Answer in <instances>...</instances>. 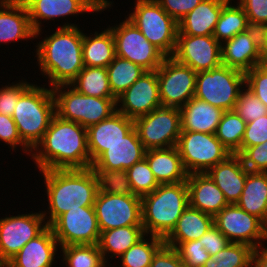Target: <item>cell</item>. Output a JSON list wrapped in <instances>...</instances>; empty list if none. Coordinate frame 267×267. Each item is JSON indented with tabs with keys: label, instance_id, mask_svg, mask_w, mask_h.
<instances>
[{
	"label": "cell",
	"instance_id": "cell-20",
	"mask_svg": "<svg viewBox=\"0 0 267 267\" xmlns=\"http://www.w3.org/2000/svg\"><path fill=\"white\" fill-rule=\"evenodd\" d=\"M134 128V120L116 111L109 118L87 128V146L92 164Z\"/></svg>",
	"mask_w": 267,
	"mask_h": 267
},
{
	"label": "cell",
	"instance_id": "cell-6",
	"mask_svg": "<svg viewBox=\"0 0 267 267\" xmlns=\"http://www.w3.org/2000/svg\"><path fill=\"white\" fill-rule=\"evenodd\" d=\"M55 112L60 118L77 122L86 129L116 112L117 98H98L78 92L70 84L52 87Z\"/></svg>",
	"mask_w": 267,
	"mask_h": 267
},
{
	"label": "cell",
	"instance_id": "cell-31",
	"mask_svg": "<svg viewBox=\"0 0 267 267\" xmlns=\"http://www.w3.org/2000/svg\"><path fill=\"white\" fill-rule=\"evenodd\" d=\"M145 235L143 226H127L101 231L98 246L103 260L109 267L112 266L110 262L114 258H119Z\"/></svg>",
	"mask_w": 267,
	"mask_h": 267
},
{
	"label": "cell",
	"instance_id": "cell-17",
	"mask_svg": "<svg viewBox=\"0 0 267 267\" xmlns=\"http://www.w3.org/2000/svg\"><path fill=\"white\" fill-rule=\"evenodd\" d=\"M94 208L101 231L127 226H142L141 197L99 192Z\"/></svg>",
	"mask_w": 267,
	"mask_h": 267
},
{
	"label": "cell",
	"instance_id": "cell-4",
	"mask_svg": "<svg viewBox=\"0 0 267 267\" xmlns=\"http://www.w3.org/2000/svg\"><path fill=\"white\" fill-rule=\"evenodd\" d=\"M189 205L187 182L160 184L141 197L142 226L146 234L165 239Z\"/></svg>",
	"mask_w": 267,
	"mask_h": 267
},
{
	"label": "cell",
	"instance_id": "cell-40",
	"mask_svg": "<svg viewBox=\"0 0 267 267\" xmlns=\"http://www.w3.org/2000/svg\"><path fill=\"white\" fill-rule=\"evenodd\" d=\"M254 248L243 243H230L212 255L203 267H251Z\"/></svg>",
	"mask_w": 267,
	"mask_h": 267
},
{
	"label": "cell",
	"instance_id": "cell-38",
	"mask_svg": "<svg viewBox=\"0 0 267 267\" xmlns=\"http://www.w3.org/2000/svg\"><path fill=\"white\" fill-rule=\"evenodd\" d=\"M59 253L63 267H109L103 260L98 244L62 246Z\"/></svg>",
	"mask_w": 267,
	"mask_h": 267
},
{
	"label": "cell",
	"instance_id": "cell-1",
	"mask_svg": "<svg viewBox=\"0 0 267 267\" xmlns=\"http://www.w3.org/2000/svg\"><path fill=\"white\" fill-rule=\"evenodd\" d=\"M62 22L58 28L52 30V34H43V30L35 33V40L43 37L35 43L33 56L37 59V66L41 72L39 75L46 78L48 87L61 84H70L84 68L82 57L83 31L80 25ZM39 37V38H38Z\"/></svg>",
	"mask_w": 267,
	"mask_h": 267
},
{
	"label": "cell",
	"instance_id": "cell-47",
	"mask_svg": "<svg viewBox=\"0 0 267 267\" xmlns=\"http://www.w3.org/2000/svg\"><path fill=\"white\" fill-rule=\"evenodd\" d=\"M238 155L251 172H267V140L256 146L241 148Z\"/></svg>",
	"mask_w": 267,
	"mask_h": 267
},
{
	"label": "cell",
	"instance_id": "cell-41",
	"mask_svg": "<svg viewBox=\"0 0 267 267\" xmlns=\"http://www.w3.org/2000/svg\"><path fill=\"white\" fill-rule=\"evenodd\" d=\"M99 192L115 195H134L126 170L93 169Z\"/></svg>",
	"mask_w": 267,
	"mask_h": 267
},
{
	"label": "cell",
	"instance_id": "cell-9",
	"mask_svg": "<svg viewBox=\"0 0 267 267\" xmlns=\"http://www.w3.org/2000/svg\"><path fill=\"white\" fill-rule=\"evenodd\" d=\"M176 148L188 174L206 173L232 155L216 134L202 132L181 131Z\"/></svg>",
	"mask_w": 267,
	"mask_h": 267
},
{
	"label": "cell",
	"instance_id": "cell-19",
	"mask_svg": "<svg viewBox=\"0 0 267 267\" xmlns=\"http://www.w3.org/2000/svg\"><path fill=\"white\" fill-rule=\"evenodd\" d=\"M161 107L157 71H146L116 99V111L135 120Z\"/></svg>",
	"mask_w": 267,
	"mask_h": 267
},
{
	"label": "cell",
	"instance_id": "cell-15",
	"mask_svg": "<svg viewBox=\"0 0 267 267\" xmlns=\"http://www.w3.org/2000/svg\"><path fill=\"white\" fill-rule=\"evenodd\" d=\"M23 213L0 218V258L6 262L48 227L42 210Z\"/></svg>",
	"mask_w": 267,
	"mask_h": 267
},
{
	"label": "cell",
	"instance_id": "cell-56",
	"mask_svg": "<svg viewBox=\"0 0 267 267\" xmlns=\"http://www.w3.org/2000/svg\"><path fill=\"white\" fill-rule=\"evenodd\" d=\"M262 64L267 66V48L262 53Z\"/></svg>",
	"mask_w": 267,
	"mask_h": 267
},
{
	"label": "cell",
	"instance_id": "cell-46",
	"mask_svg": "<svg viewBox=\"0 0 267 267\" xmlns=\"http://www.w3.org/2000/svg\"><path fill=\"white\" fill-rule=\"evenodd\" d=\"M4 142L14 152L18 148L27 156L32 150L21 140L17 126L11 116L0 114V143Z\"/></svg>",
	"mask_w": 267,
	"mask_h": 267
},
{
	"label": "cell",
	"instance_id": "cell-36",
	"mask_svg": "<svg viewBox=\"0 0 267 267\" xmlns=\"http://www.w3.org/2000/svg\"><path fill=\"white\" fill-rule=\"evenodd\" d=\"M146 72L141 66L115 56L107 66V74L112 94L117 98Z\"/></svg>",
	"mask_w": 267,
	"mask_h": 267
},
{
	"label": "cell",
	"instance_id": "cell-18",
	"mask_svg": "<svg viewBox=\"0 0 267 267\" xmlns=\"http://www.w3.org/2000/svg\"><path fill=\"white\" fill-rule=\"evenodd\" d=\"M172 57L196 73L215 69L222 65L221 43L212 35H177Z\"/></svg>",
	"mask_w": 267,
	"mask_h": 267
},
{
	"label": "cell",
	"instance_id": "cell-32",
	"mask_svg": "<svg viewBox=\"0 0 267 267\" xmlns=\"http://www.w3.org/2000/svg\"><path fill=\"white\" fill-rule=\"evenodd\" d=\"M104 29V30H103ZM115 43L111 29L102 28L101 32H83L82 57L84 66L104 67L114 60Z\"/></svg>",
	"mask_w": 267,
	"mask_h": 267
},
{
	"label": "cell",
	"instance_id": "cell-14",
	"mask_svg": "<svg viewBox=\"0 0 267 267\" xmlns=\"http://www.w3.org/2000/svg\"><path fill=\"white\" fill-rule=\"evenodd\" d=\"M156 71L161 106L180 109L194 97L197 73L191 67L166 57Z\"/></svg>",
	"mask_w": 267,
	"mask_h": 267
},
{
	"label": "cell",
	"instance_id": "cell-43",
	"mask_svg": "<svg viewBox=\"0 0 267 267\" xmlns=\"http://www.w3.org/2000/svg\"><path fill=\"white\" fill-rule=\"evenodd\" d=\"M234 111L246 123L267 114V107L246 87L240 92Z\"/></svg>",
	"mask_w": 267,
	"mask_h": 267
},
{
	"label": "cell",
	"instance_id": "cell-49",
	"mask_svg": "<svg viewBox=\"0 0 267 267\" xmlns=\"http://www.w3.org/2000/svg\"><path fill=\"white\" fill-rule=\"evenodd\" d=\"M267 140V114L246 124L241 148H248Z\"/></svg>",
	"mask_w": 267,
	"mask_h": 267
},
{
	"label": "cell",
	"instance_id": "cell-57",
	"mask_svg": "<svg viewBox=\"0 0 267 267\" xmlns=\"http://www.w3.org/2000/svg\"><path fill=\"white\" fill-rule=\"evenodd\" d=\"M0 267H7V262L2 258H0Z\"/></svg>",
	"mask_w": 267,
	"mask_h": 267
},
{
	"label": "cell",
	"instance_id": "cell-39",
	"mask_svg": "<svg viewBox=\"0 0 267 267\" xmlns=\"http://www.w3.org/2000/svg\"><path fill=\"white\" fill-rule=\"evenodd\" d=\"M246 124L234 110L223 113L215 134L231 154L240 152Z\"/></svg>",
	"mask_w": 267,
	"mask_h": 267
},
{
	"label": "cell",
	"instance_id": "cell-53",
	"mask_svg": "<svg viewBox=\"0 0 267 267\" xmlns=\"http://www.w3.org/2000/svg\"><path fill=\"white\" fill-rule=\"evenodd\" d=\"M248 20L267 24V0H236Z\"/></svg>",
	"mask_w": 267,
	"mask_h": 267
},
{
	"label": "cell",
	"instance_id": "cell-2",
	"mask_svg": "<svg viewBox=\"0 0 267 267\" xmlns=\"http://www.w3.org/2000/svg\"><path fill=\"white\" fill-rule=\"evenodd\" d=\"M30 158L36 166L35 170L37 168L39 171L90 168L87 129L55 114Z\"/></svg>",
	"mask_w": 267,
	"mask_h": 267
},
{
	"label": "cell",
	"instance_id": "cell-33",
	"mask_svg": "<svg viewBox=\"0 0 267 267\" xmlns=\"http://www.w3.org/2000/svg\"><path fill=\"white\" fill-rule=\"evenodd\" d=\"M236 204L267 226V172L247 173L244 189Z\"/></svg>",
	"mask_w": 267,
	"mask_h": 267
},
{
	"label": "cell",
	"instance_id": "cell-21",
	"mask_svg": "<svg viewBox=\"0 0 267 267\" xmlns=\"http://www.w3.org/2000/svg\"><path fill=\"white\" fill-rule=\"evenodd\" d=\"M32 39V40H31ZM35 39L26 5L22 0H0V46Z\"/></svg>",
	"mask_w": 267,
	"mask_h": 267
},
{
	"label": "cell",
	"instance_id": "cell-8",
	"mask_svg": "<svg viewBox=\"0 0 267 267\" xmlns=\"http://www.w3.org/2000/svg\"><path fill=\"white\" fill-rule=\"evenodd\" d=\"M244 88L245 73L221 65L197 73L194 97L224 111H232Z\"/></svg>",
	"mask_w": 267,
	"mask_h": 267
},
{
	"label": "cell",
	"instance_id": "cell-48",
	"mask_svg": "<svg viewBox=\"0 0 267 267\" xmlns=\"http://www.w3.org/2000/svg\"><path fill=\"white\" fill-rule=\"evenodd\" d=\"M245 87L267 107V66L260 64L246 72Z\"/></svg>",
	"mask_w": 267,
	"mask_h": 267
},
{
	"label": "cell",
	"instance_id": "cell-5",
	"mask_svg": "<svg viewBox=\"0 0 267 267\" xmlns=\"http://www.w3.org/2000/svg\"><path fill=\"white\" fill-rule=\"evenodd\" d=\"M38 84L33 82L19 96L12 115L21 140L31 150L43 139L56 114L52 88Z\"/></svg>",
	"mask_w": 267,
	"mask_h": 267
},
{
	"label": "cell",
	"instance_id": "cell-11",
	"mask_svg": "<svg viewBox=\"0 0 267 267\" xmlns=\"http://www.w3.org/2000/svg\"><path fill=\"white\" fill-rule=\"evenodd\" d=\"M134 127L146 150L174 147L181 134L180 109L161 106L136 118Z\"/></svg>",
	"mask_w": 267,
	"mask_h": 267
},
{
	"label": "cell",
	"instance_id": "cell-28",
	"mask_svg": "<svg viewBox=\"0 0 267 267\" xmlns=\"http://www.w3.org/2000/svg\"><path fill=\"white\" fill-rule=\"evenodd\" d=\"M225 111L193 97L180 108L181 131L215 134Z\"/></svg>",
	"mask_w": 267,
	"mask_h": 267
},
{
	"label": "cell",
	"instance_id": "cell-50",
	"mask_svg": "<svg viewBox=\"0 0 267 267\" xmlns=\"http://www.w3.org/2000/svg\"><path fill=\"white\" fill-rule=\"evenodd\" d=\"M177 22L191 12L202 0H156Z\"/></svg>",
	"mask_w": 267,
	"mask_h": 267
},
{
	"label": "cell",
	"instance_id": "cell-42",
	"mask_svg": "<svg viewBox=\"0 0 267 267\" xmlns=\"http://www.w3.org/2000/svg\"><path fill=\"white\" fill-rule=\"evenodd\" d=\"M126 172L134 195L143 197L159 186L145 158L135 163Z\"/></svg>",
	"mask_w": 267,
	"mask_h": 267
},
{
	"label": "cell",
	"instance_id": "cell-45",
	"mask_svg": "<svg viewBox=\"0 0 267 267\" xmlns=\"http://www.w3.org/2000/svg\"><path fill=\"white\" fill-rule=\"evenodd\" d=\"M175 249L186 267H203L211 257L199 240L182 242Z\"/></svg>",
	"mask_w": 267,
	"mask_h": 267
},
{
	"label": "cell",
	"instance_id": "cell-54",
	"mask_svg": "<svg viewBox=\"0 0 267 267\" xmlns=\"http://www.w3.org/2000/svg\"><path fill=\"white\" fill-rule=\"evenodd\" d=\"M246 31L249 34L252 43L263 53L267 48V24L248 20Z\"/></svg>",
	"mask_w": 267,
	"mask_h": 267
},
{
	"label": "cell",
	"instance_id": "cell-44",
	"mask_svg": "<svg viewBox=\"0 0 267 267\" xmlns=\"http://www.w3.org/2000/svg\"><path fill=\"white\" fill-rule=\"evenodd\" d=\"M22 77L21 80L12 82L11 84L1 85L0 87V114L13 115L14 109L17 105L19 96L32 84Z\"/></svg>",
	"mask_w": 267,
	"mask_h": 267
},
{
	"label": "cell",
	"instance_id": "cell-30",
	"mask_svg": "<svg viewBox=\"0 0 267 267\" xmlns=\"http://www.w3.org/2000/svg\"><path fill=\"white\" fill-rule=\"evenodd\" d=\"M213 224V216L188 205L174 229L164 239V244L176 248L182 242L198 240Z\"/></svg>",
	"mask_w": 267,
	"mask_h": 267
},
{
	"label": "cell",
	"instance_id": "cell-10",
	"mask_svg": "<svg viewBox=\"0 0 267 267\" xmlns=\"http://www.w3.org/2000/svg\"><path fill=\"white\" fill-rule=\"evenodd\" d=\"M107 26L113 33L116 56L127 59L146 71H155L161 66L166 56L126 17L118 24Z\"/></svg>",
	"mask_w": 267,
	"mask_h": 267
},
{
	"label": "cell",
	"instance_id": "cell-55",
	"mask_svg": "<svg viewBox=\"0 0 267 267\" xmlns=\"http://www.w3.org/2000/svg\"><path fill=\"white\" fill-rule=\"evenodd\" d=\"M251 267H267V245L254 250Z\"/></svg>",
	"mask_w": 267,
	"mask_h": 267
},
{
	"label": "cell",
	"instance_id": "cell-16",
	"mask_svg": "<svg viewBox=\"0 0 267 267\" xmlns=\"http://www.w3.org/2000/svg\"><path fill=\"white\" fill-rule=\"evenodd\" d=\"M60 247L79 244H98L100 228L94 206L70 209L51 225Z\"/></svg>",
	"mask_w": 267,
	"mask_h": 267
},
{
	"label": "cell",
	"instance_id": "cell-26",
	"mask_svg": "<svg viewBox=\"0 0 267 267\" xmlns=\"http://www.w3.org/2000/svg\"><path fill=\"white\" fill-rule=\"evenodd\" d=\"M230 0H202L178 21V35H213L222 8Z\"/></svg>",
	"mask_w": 267,
	"mask_h": 267
},
{
	"label": "cell",
	"instance_id": "cell-7",
	"mask_svg": "<svg viewBox=\"0 0 267 267\" xmlns=\"http://www.w3.org/2000/svg\"><path fill=\"white\" fill-rule=\"evenodd\" d=\"M134 8L125 16L166 57L176 48L178 22L156 0H134Z\"/></svg>",
	"mask_w": 267,
	"mask_h": 267
},
{
	"label": "cell",
	"instance_id": "cell-34",
	"mask_svg": "<svg viewBox=\"0 0 267 267\" xmlns=\"http://www.w3.org/2000/svg\"><path fill=\"white\" fill-rule=\"evenodd\" d=\"M70 85L86 96L116 98L110 89L107 68L104 67L84 66Z\"/></svg>",
	"mask_w": 267,
	"mask_h": 267
},
{
	"label": "cell",
	"instance_id": "cell-51",
	"mask_svg": "<svg viewBox=\"0 0 267 267\" xmlns=\"http://www.w3.org/2000/svg\"><path fill=\"white\" fill-rule=\"evenodd\" d=\"M150 267H186L175 248L163 244L153 255Z\"/></svg>",
	"mask_w": 267,
	"mask_h": 267
},
{
	"label": "cell",
	"instance_id": "cell-27",
	"mask_svg": "<svg viewBox=\"0 0 267 267\" xmlns=\"http://www.w3.org/2000/svg\"><path fill=\"white\" fill-rule=\"evenodd\" d=\"M221 60L222 65L246 73L262 64V53L244 31L221 43Z\"/></svg>",
	"mask_w": 267,
	"mask_h": 267
},
{
	"label": "cell",
	"instance_id": "cell-37",
	"mask_svg": "<svg viewBox=\"0 0 267 267\" xmlns=\"http://www.w3.org/2000/svg\"><path fill=\"white\" fill-rule=\"evenodd\" d=\"M163 244V238L146 234L117 259L120 262L116 266L113 263L110 267H150L153 255Z\"/></svg>",
	"mask_w": 267,
	"mask_h": 267
},
{
	"label": "cell",
	"instance_id": "cell-35",
	"mask_svg": "<svg viewBox=\"0 0 267 267\" xmlns=\"http://www.w3.org/2000/svg\"><path fill=\"white\" fill-rule=\"evenodd\" d=\"M247 22L248 17L243 8L235 0H230L222 8L212 36L222 43L246 31Z\"/></svg>",
	"mask_w": 267,
	"mask_h": 267
},
{
	"label": "cell",
	"instance_id": "cell-22",
	"mask_svg": "<svg viewBox=\"0 0 267 267\" xmlns=\"http://www.w3.org/2000/svg\"><path fill=\"white\" fill-rule=\"evenodd\" d=\"M58 250H60L58 241L48 226L40 235L25 244L7 262V267H54L55 263L57 264L56 257L60 261Z\"/></svg>",
	"mask_w": 267,
	"mask_h": 267
},
{
	"label": "cell",
	"instance_id": "cell-52",
	"mask_svg": "<svg viewBox=\"0 0 267 267\" xmlns=\"http://www.w3.org/2000/svg\"><path fill=\"white\" fill-rule=\"evenodd\" d=\"M198 240L204 245L210 256L215 255L231 243L214 224Z\"/></svg>",
	"mask_w": 267,
	"mask_h": 267
},
{
	"label": "cell",
	"instance_id": "cell-13",
	"mask_svg": "<svg viewBox=\"0 0 267 267\" xmlns=\"http://www.w3.org/2000/svg\"><path fill=\"white\" fill-rule=\"evenodd\" d=\"M214 225L231 243L247 244L254 249L267 245V226L237 204H228L214 216Z\"/></svg>",
	"mask_w": 267,
	"mask_h": 267
},
{
	"label": "cell",
	"instance_id": "cell-23",
	"mask_svg": "<svg viewBox=\"0 0 267 267\" xmlns=\"http://www.w3.org/2000/svg\"><path fill=\"white\" fill-rule=\"evenodd\" d=\"M146 149L134 127L121 141L108 149L92 164V169L127 170L145 156Z\"/></svg>",
	"mask_w": 267,
	"mask_h": 267
},
{
	"label": "cell",
	"instance_id": "cell-25",
	"mask_svg": "<svg viewBox=\"0 0 267 267\" xmlns=\"http://www.w3.org/2000/svg\"><path fill=\"white\" fill-rule=\"evenodd\" d=\"M248 172L241 157L232 154L206 173L223 192L228 204H236L241 197Z\"/></svg>",
	"mask_w": 267,
	"mask_h": 267
},
{
	"label": "cell",
	"instance_id": "cell-29",
	"mask_svg": "<svg viewBox=\"0 0 267 267\" xmlns=\"http://www.w3.org/2000/svg\"><path fill=\"white\" fill-rule=\"evenodd\" d=\"M144 158L147 160L151 171L160 184H172L187 180L182 158L176 146L170 148L148 149Z\"/></svg>",
	"mask_w": 267,
	"mask_h": 267
},
{
	"label": "cell",
	"instance_id": "cell-12",
	"mask_svg": "<svg viewBox=\"0 0 267 267\" xmlns=\"http://www.w3.org/2000/svg\"><path fill=\"white\" fill-rule=\"evenodd\" d=\"M27 7L33 31L43 30L45 22L59 21V18L77 17L90 12L104 13L111 9L114 1L110 0H22ZM67 17V18H66ZM58 19V20H57Z\"/></svg>",
	"mask_w": 267,
	"mask_h": 267
},
{
	"label": "cell",
	"instance_id": "cell-24",
	"mask_svg": "<svg viewBox=\"0 0 267 267\" xmlns=\"http://www.w3.org/2000/svg\"><path fill=\"white\" fill-rule=\"evenodd\" d=\"M189 206L216 216L228 205L223 192L207 173H191L187 177Z\"/></svg>",
	"mask_w": 267,
	"mask_h": 267
},
{
	"label": "cell",
	"instance_id": "cell-3",
	"mask_svg": "<svg viewBox=\"0 0 267 267\" xmlns=\"http://www.w3.org/2000/svg\"><path fill=\"white\" fill-rule=\"evenodd\" d=\"M43 178L47 208L42 214L48 226L72 209L94 206L99 191L95 171L87 169H54L38 171ZM48 209V210H47Z\"/></svg>",
	"mask_w": 267,
	"mask_h": 267
}]
</instances>
